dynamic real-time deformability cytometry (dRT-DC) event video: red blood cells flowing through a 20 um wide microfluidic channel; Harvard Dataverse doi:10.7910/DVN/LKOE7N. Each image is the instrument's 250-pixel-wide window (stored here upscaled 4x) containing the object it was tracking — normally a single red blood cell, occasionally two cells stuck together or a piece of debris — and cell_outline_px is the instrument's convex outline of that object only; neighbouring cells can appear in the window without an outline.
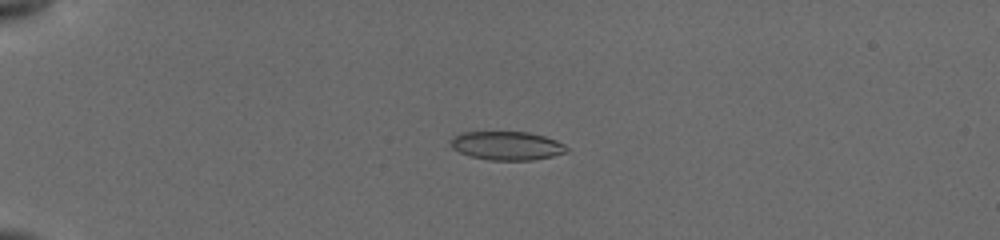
{"species": "common noctule bat (a hibernating species)", "species_latin": "Nyctalus noctula", "temperature_condition": "cold", "stored_images_in_passage": 38, "camera_frame_rate_fps": 3000, "um_per_image_px": 0.085, "animal": {"sex": "female", "body_mass_g": 19.5, "forearm_length_mm": 54.1}, "frame": {"image": 1, "passage_image": 11, "time_ms": 4.667, "image_size_px": [1000, 240], "cell_outline_px": [[568, 152], [552, 156], [532, 160], [488, 160], [472, 156], [460, 152], [452, 148], [452, 140], [460, 132], [528, 132], [544, 136], [556, 140], [564, 144], [568, 148]], "centroid_in_image_um": [43.13, 12.38], "position_along_channel_um": 41.9, "area_um2": 19.19}}
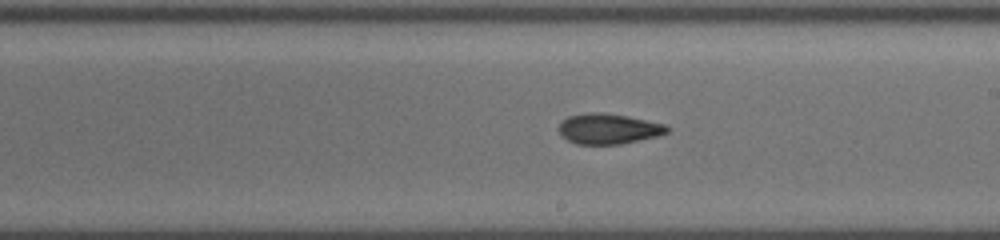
{"frame": {"image": 2, "passage_image": 25, "time_ms": 11.0, "image_size_px": [1000, 240], "cell_outline_px": [[668, 132], [656, 136], [620, 144], [576, 144], [560, 136], [556, 128], [568, 116], [588, 112], [600, 112], [628, 116], [664, 124], [668, 128]], "centroid_in_image_um": [51.65, 10.94], "position_along_channel_um": 237.3, "area_um2": 19.13}}
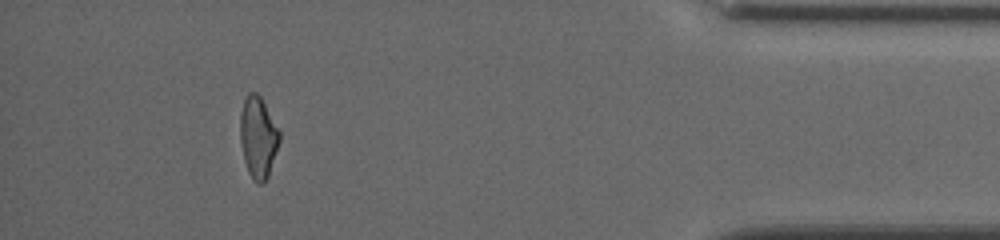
{"frame": {"image": 3, "passage_image": 35, "time_ms": 16.667, "image_size_px": [1000, 240], "cell_outline_px": [[280, 140], [268, 176], [260, 184], [256, 184], [252, 180], [248, 172], [244, 160], [240, 140], [240, 112], [244, 100], [248, 92], [256, 92], [260, 96], [280, 132]], "centroid_in_image_um": [21.92, 11.67], "position_along_channel_um": 413.3, "area_um2": 18.55}, "authors_computed_cell_mechanics": {"area_um2": 19.4497, "velocity_mm_per_s": 3.876, "shape_relaxation_time_tau1_ms": 9.1572, "shape_relaxation_time_tau2_ms": 9.5696, "deformation_change_tau1": 0.1786, "deformation_change_tau2": 0.1745}}